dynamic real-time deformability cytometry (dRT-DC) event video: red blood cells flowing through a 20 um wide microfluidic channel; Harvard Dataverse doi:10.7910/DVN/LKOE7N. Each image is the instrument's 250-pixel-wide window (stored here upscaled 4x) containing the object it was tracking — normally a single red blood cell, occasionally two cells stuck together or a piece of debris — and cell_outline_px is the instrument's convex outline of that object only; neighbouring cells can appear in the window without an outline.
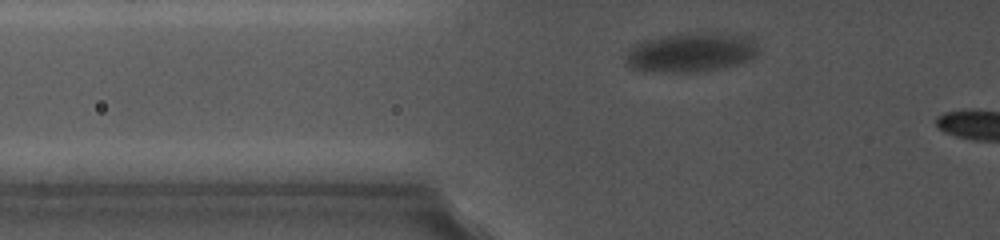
{"species": "common noctule bat (a hibernating species)", "species_latin": "Nyctalus noctula", "temperature_condition": "cold", "stored_images_in_passage": 20, "camera_frame_rate_fps": 5000, "um_per_image_px": 0.085, "animal": {"sex": "female", "body_mass_g": 19.0, "forearm_length_mm": 56.7}, "frame": {"image": 1, "passage_image": 2, "time_ms": 0.6, "image_size_px": [1000, 240], "cell_outline_px": [[760, 52], [752, 60], [724, 68], [696, 72], [664, 72], [632, 68], [624, 64], [624, 60], [628, 52], [636, 44], [644, 40], [676, 32], [720, 32], [752, 36], [760, 48]], "centroid_in_image_um": [58.83, 4.42], "position_along_channel_um": 67.0, "area_um2": 31.39}}
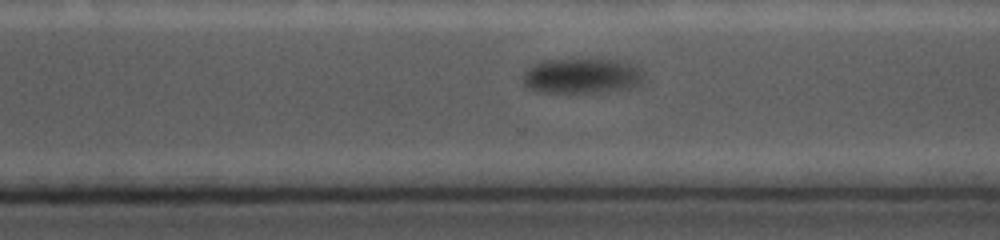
{"frame": {"image": 2, "passage_image": 14, "time_ms": 8.6, "image_size_px": [1000, 240], "cell_outline_px": [[644, 76], [640, 84], [636, 88], [616, 92], [536, 92], [524, 84], [520, 76], [524, 72], [536, 64], [552, 60], [620, 60], [636, 64], [644, 72]], "centroid_in_image_um": [49.56, 6.48], "position_along_channel_um": 321.0, "area_um2": 25.14}}
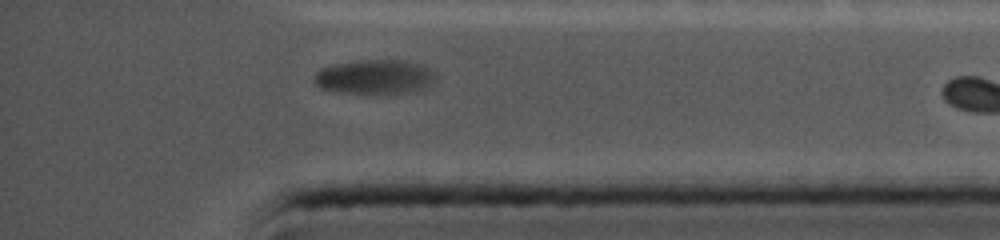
{"frame": {"image": 3, "passage_image": 20, "time_ms": 11.0, "image_size_px": [1000, 240], "cell_outline_px": [[436, 80], [428, 88], [408, 92], [376, 96], [340, 92], [320, 88], [312, 80], [316, 72], [320, 68], [336, 64], [356, 60], [404, 60], [428, 68], [436, 76]], "centroid_in_image_um": [31.84, 6.57], "position_along_channel_um": 403.4, "area_um2": 25.03}}